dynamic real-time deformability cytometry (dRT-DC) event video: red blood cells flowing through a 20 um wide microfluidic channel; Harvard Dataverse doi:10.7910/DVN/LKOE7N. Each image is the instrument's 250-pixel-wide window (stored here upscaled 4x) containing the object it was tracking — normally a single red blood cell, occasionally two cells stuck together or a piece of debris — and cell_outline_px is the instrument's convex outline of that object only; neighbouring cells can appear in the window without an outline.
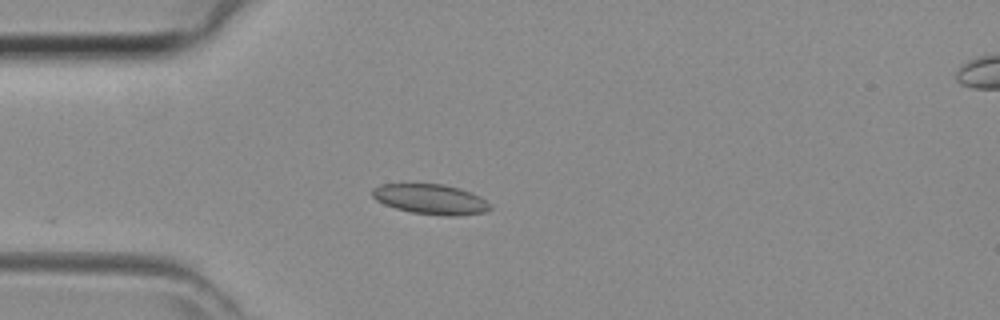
{"species": "common noctule bat (a hibernating species)", "species_latin": "Nyctalus noctula", "temperature_condition": "room temperature", "stored_images_in_passage": 6, "camera_frame_rate_fps": 3000, "um_per_image_px": 0.085, "animal": {"sex": "female", "body_mass_g": 29.2, "forearm_length_mm": 56.3}, "frame": {"image": 1, "passage_image": 2, "time_ms": 0.333, "image_size_px": [1000, 320], "cell_outline_px": [[492, 208], [484, 212], [456, 216], [444, 216], [412, 212], [396, 208], [384, 204], [376, 200], [372, 196], [372, 188], [380, 184], [444, 184], [460, 188], [480, 196], [492, 204]], "centroid_in_image_um": [36.62, 16.93], "position_along_channel_um": 48.4, "area_um2": 20.75}}
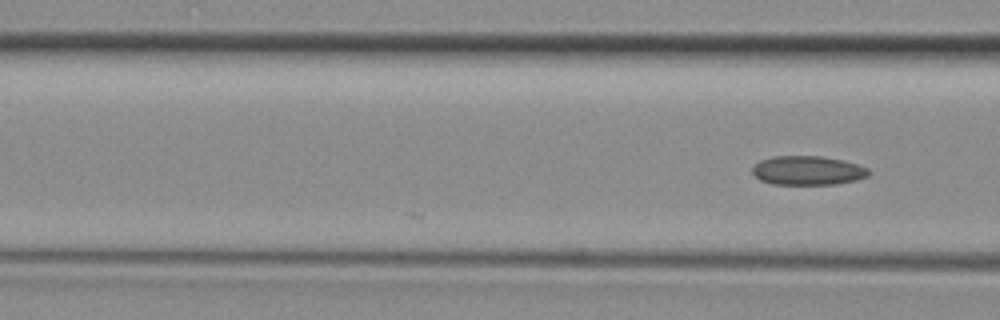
{"frame": {"image": 2, "passage_image": 6, "time_ms": 1.667, "image_size_px": [1000, 320], "cell_outline_px": [[868, 176], [856, 180], [836, 184], [772, 184], [760, 180], [752, 172], [752, 168], [760, 160], [772, 156], [820, 156], [844, 160], [868, 168]], "centroid_in_image_um": [68.64, 14.49], "position_along_channel_um": 98.0, "area_um2": 19.65}}